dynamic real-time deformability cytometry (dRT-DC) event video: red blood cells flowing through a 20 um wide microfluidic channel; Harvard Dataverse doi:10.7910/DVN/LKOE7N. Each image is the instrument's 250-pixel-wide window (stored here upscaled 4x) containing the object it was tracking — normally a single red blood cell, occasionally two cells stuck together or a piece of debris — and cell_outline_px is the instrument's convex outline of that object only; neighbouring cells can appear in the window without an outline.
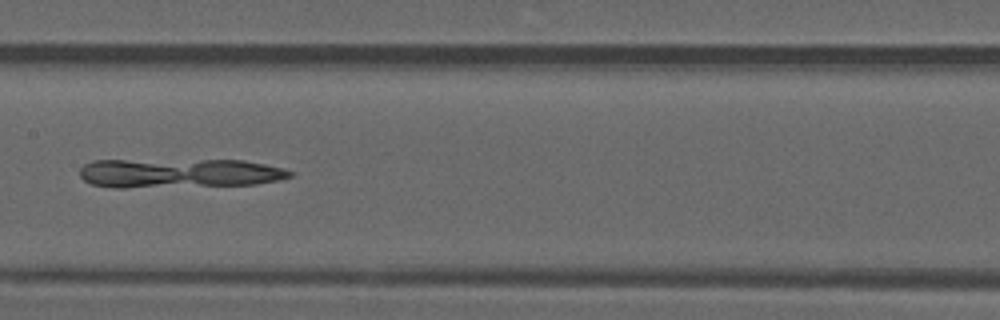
{"species": "common noctule bat (a hibernating species)", "species_latin": "Nyctalus noctula", "temperature_condition": "warm", "stored_images_in_passage": 48, "camera_frame_rate_fps": 3000, "um_per_image_px": 0.085, "animal": {"sex": "male", "forearm_length_mm": 52.5}, "frame": {"image": 1, "passage_image": 24, "time_ms": 7.667, "image_size_px": [1000, 320], "cell_outline_px": [[292, 176], [280, 180], [256, 184], [124, 188], [116, 188], [92, 184], [84, 180], [80, 176], [80, 168], [84, 164], [92, 160], [244, 160], [284, 168], [292, 172]], "centroid_in_image_um": [15.21, 14.71], "position_along_channel_um": 192.2, "area_um2": 36.07}}